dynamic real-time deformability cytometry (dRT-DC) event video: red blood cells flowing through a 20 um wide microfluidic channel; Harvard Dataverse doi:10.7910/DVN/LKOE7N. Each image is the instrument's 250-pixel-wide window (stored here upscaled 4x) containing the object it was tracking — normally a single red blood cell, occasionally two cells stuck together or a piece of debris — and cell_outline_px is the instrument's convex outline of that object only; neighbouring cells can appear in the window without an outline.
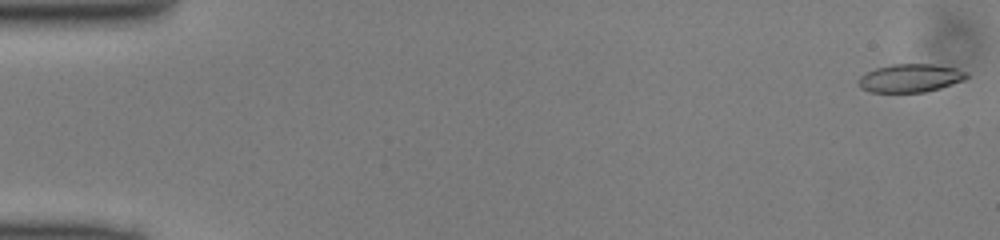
{"species": "common noctule bat (a hibernating species)", "species_latin": "Nyctalus noctula", "temperature_condition": "cold", "stored_images_in_passage": 49, "camera_frame_rate_fps": 3000, "um_per_image_px": 0.085, "animal": {"sex": "male", "body_mass_g": 13.0, "forearm_length_mm": 53.1}, "frame": {"image": 1, "passage_image": 1, "time_ms": 0.0, "image_size_px": [1000, 240], "cell_outline_px": [[968, 76], [964, 80], [940, 88], [924, 92], [868, 92], [860, 88], [860, 76], [876, 68], [892, 64], [932, 64], [956, 68], [968, 72]], "centroid_in_image_um": [77.4, 6.64], "position_along_channel_um": 7.6, "area_um2": 17.69}}
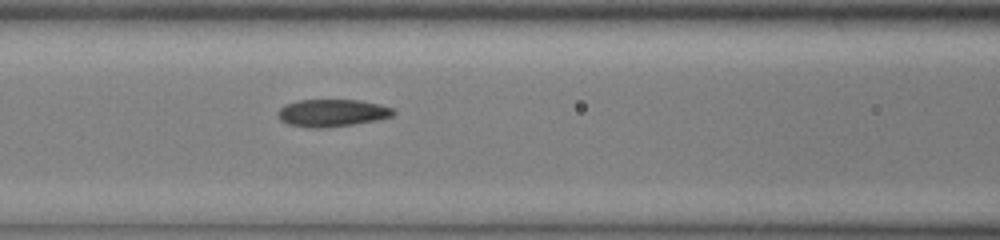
{"frame": {"image": 2, "passage_image": 21, "time_ms": 6.667, "image_size_px": [1000, 240], "cell_outline_px": [[396, 112], [392, 116], [376, 120], [352, 124], [316, 128], [312, 128], [288, 124], [280, 120], [276, 112], [284, 104], [296, 100], [360, 100], [392, 108]], "centroid_in_image_um": [28.17, 9.59], "position_along_channel_um": 138.4, "area_um2": 18.26}}
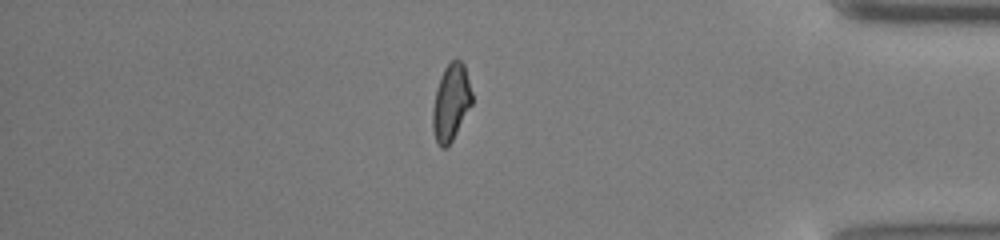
{"frame": {"image": 3, "passage_image": 42, "time_ms": 13.667, "image_size_px": [1000, 240], "cell_outline_px": [[472, 104], [448, 148], [440, 148], [436, 140], [432, 128], [432, 108], [436, 88], [440, 76], [444, 68], [456, 56], [464, 64], [472, 92]], "centroid_in_image_um": [38.32, 8.7], "position_along_channel_um": 396.9, "area_um2": 17.8}}